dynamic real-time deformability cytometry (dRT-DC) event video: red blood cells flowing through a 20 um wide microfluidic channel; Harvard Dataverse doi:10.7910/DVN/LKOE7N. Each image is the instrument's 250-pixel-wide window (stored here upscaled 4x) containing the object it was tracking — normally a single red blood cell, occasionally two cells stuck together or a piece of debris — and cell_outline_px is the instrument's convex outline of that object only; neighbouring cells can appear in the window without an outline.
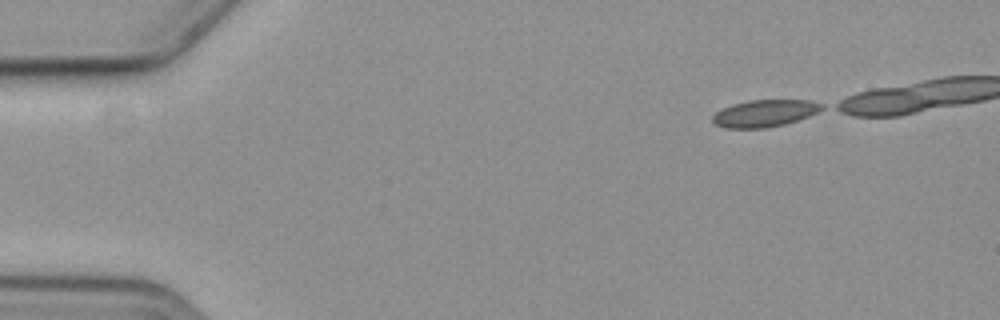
{"species": "common noctule bat (a hibernating species)", "species_latin": "Nyctalus noctula", "temperature_condition": "cold", "stored_images_in_passage": 5, "camera_frame_rate_fps": 3000, "um_per_image_px": 0.085, "animal": {"sex": "female", "body_mass_g": 19.3, "forearm_length_mm": 54.1}, "frame": {"image": 1, "passage_image": 1, "time_ms": 0.0, "image_size_px": [1000, 320], "cell_outline_px": [[824, 108], [808, 116], [784, 124], [764, 128], [724, 128], [716, 124], [712, 120], [712, 116], [720, 108], [732, 104], [748, 100], [808, 100], [824, 104]], "centroid_in_image_um": [64.96, 9.62], "position_along_channel_um": 20.0, "area_um2": 17.17}}